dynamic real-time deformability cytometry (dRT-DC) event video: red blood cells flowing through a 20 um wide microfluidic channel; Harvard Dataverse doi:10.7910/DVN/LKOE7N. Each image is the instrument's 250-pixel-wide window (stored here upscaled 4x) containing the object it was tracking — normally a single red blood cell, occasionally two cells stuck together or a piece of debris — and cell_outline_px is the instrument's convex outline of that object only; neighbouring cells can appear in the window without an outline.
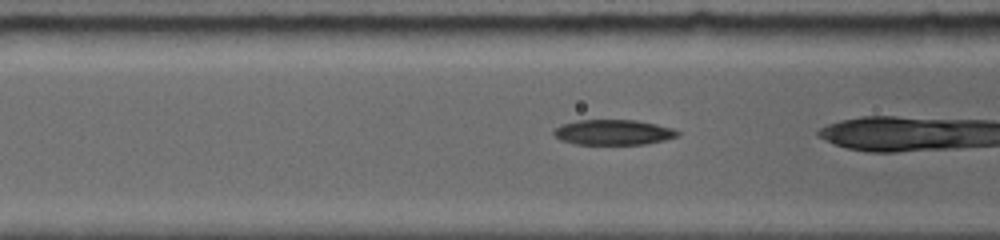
{"species": "common noctule bat (a hibernating species)", "species_latin": "Nyctalus noctula", "temperature_condition": "room temperature", "stored_images_in_passage": 6, "camera_frame_rate_fps": 5000, "um_per_image_px": 0.085, "animal": {"sex": "female", "body_mass_g": 19.0, "forearm_length_mm": 56.7}, "frame": {"image": 1, "passage_image": 4, "time_ms": 1.2, "image_size_px": [1000, 240], "cell_outline_px": [[680, 136], [664, 140], [644, 144], [576, 144], [560, 140], [552, 132], [560, 124], [576, 120], [636, 120], [656, 124], [672, 128], [680, 132]], "centroid_in_image_um": [52.13, 11.24], "position_along_channel_um": 114.5, "area_um2": 18.26}}